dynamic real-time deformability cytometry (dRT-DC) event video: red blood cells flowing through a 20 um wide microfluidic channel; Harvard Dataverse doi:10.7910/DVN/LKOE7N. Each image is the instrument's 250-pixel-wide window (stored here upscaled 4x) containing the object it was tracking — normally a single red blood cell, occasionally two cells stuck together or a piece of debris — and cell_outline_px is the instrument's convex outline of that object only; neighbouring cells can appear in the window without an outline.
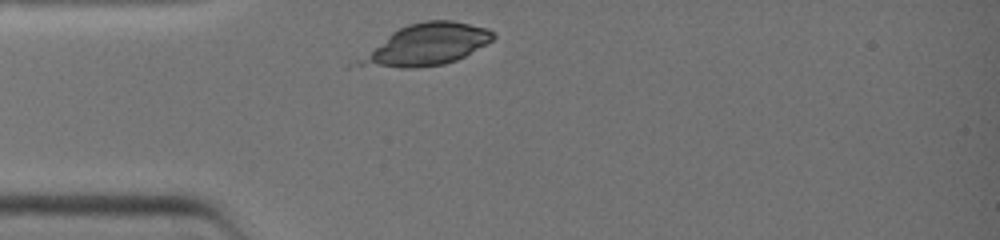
{"species": "common noctule bat (a hibernating species)", "species_latin": "Nyctalus noctula", "temperature_condition": "warm", "stored_images_in_passage": 24, "camera_frame_rate_fps": 3000, "um_per_image_px": 0.085, "animal": {"sex": "female", "body_mass_g": 19.0, "forearm_length_mm": 51.5}, "frame": {"image": 1, "passage_image": 1, "time_ms": 0.0, "image_size_px": [1000, 240], "cell_outline_px": [[496, 36], [492, 40], [464, 56], [456, 60], [444, 64], [416, 68], [344, 68], [348, 64], [392, 32], [408, 24], [424, 20], [452, 20], [488, 28], [496, 32]], "centroid_in_image_um": [36.08, 3.84], "position_along_channel_um": 48.9, "area_um2": 33.29}}
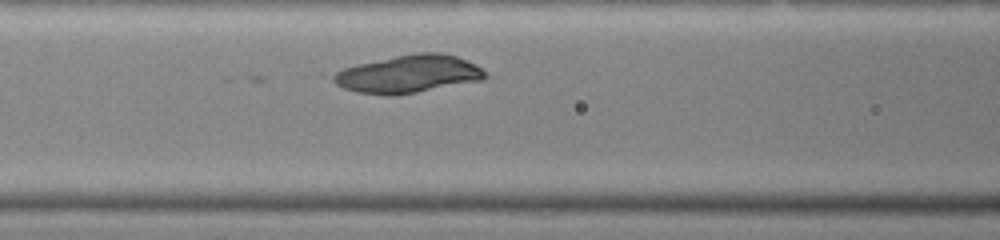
{"frame": {"image": 2, "passage_image": 7, "time_ms": 2.0, "image_size_px": [1000, 240], "cell_outline_px": [[488, 76], [484, 80], [416, 92], [392, 96], [388, 96], [356, 92], [344, 88], [336, 84], [328, 76], [344, 68], [356, 64], [396, 56], [420, 52], [440, 52], [456, 56], [468, 60], [476, 64]], "centroid_in_image_um": [34.7, 6.29], "position_along_channel_um": 131.9, "area_um2": 33.52}}
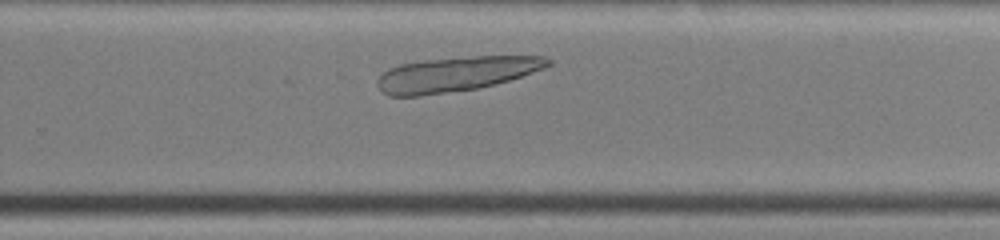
{"frame": {"image": 3, "passage_image": 17, "time_ms": 5.333, "image_size_px": [1000, 240], "cell_outline_px": [[552, 64], [544, 68], [508, 80], [476, 88], [420, 96], [388, 96], [380, 92], [376, 84], [376, 80], [388, 68], [400, 64], [428, 60], [476, 56], [544, 56], [552, 60]], "centroid_in_image_um": [38.71, 6.3], "position_along_channel_um": 291.1, "area_um2": 34.22}}